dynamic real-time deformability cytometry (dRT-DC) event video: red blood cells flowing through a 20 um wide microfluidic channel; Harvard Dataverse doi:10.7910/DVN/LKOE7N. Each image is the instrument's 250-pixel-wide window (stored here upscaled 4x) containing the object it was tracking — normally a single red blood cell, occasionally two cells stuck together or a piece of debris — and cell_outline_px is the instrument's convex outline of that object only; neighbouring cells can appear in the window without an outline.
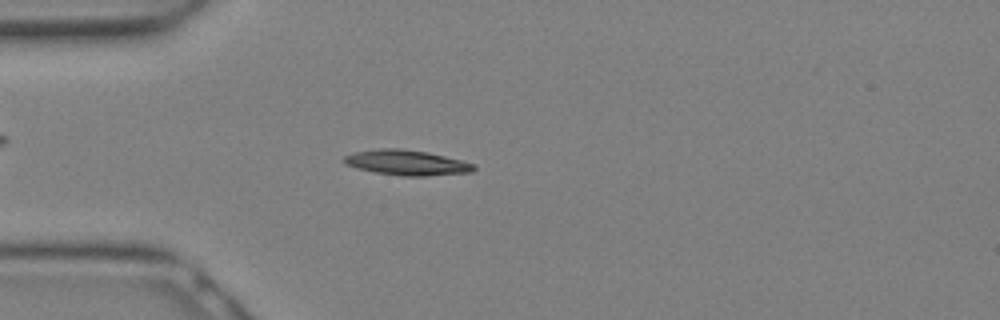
{"species": "Egyptian fruit bat (a non-hibernating species)", "species_latin": "Rousettus aegyptiacus", "temperature_condition": "warm", "stored_images_in_passage": 15, "camera_frame_rate_fps": 3000, "um_per_image_px": 0.085, "animal": {"sex": "female"}, "frame": {"image": 1, "passage_image": 4, "time_ms": 1.0, "image_size_px": [1000, 320], "cell_outline_px": [[476, 168], [472, 172], [424, 176], [400, 176], [376, 172], [356, 168], [344, 164], [344, 156], [356, 152], [380, 148], [400, 148], [428, 152], [476, 164]], "centroid_in_image_um": [34.58, 13.82], "position_along_channel_um": 50.4, "area_um2": 19.02}}
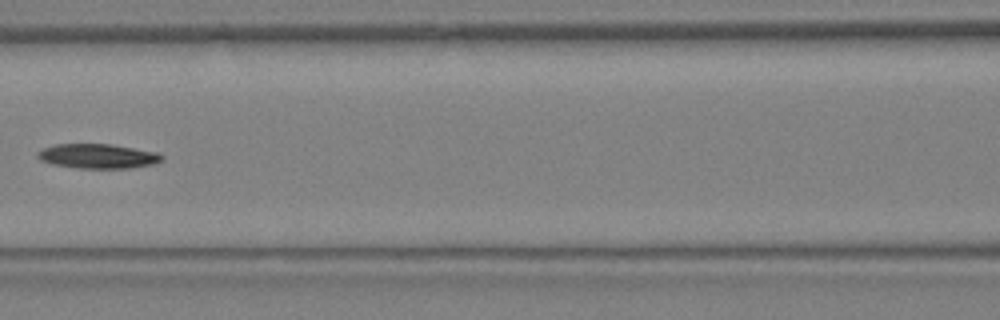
{"frame": {"image": 2, "passage_image": 9, "time_ms": 2.667, "image_size_px": [1000, 320], "cell_outline_px": [[164, 156], [160, 160], [152, 164], [132, 168], [76, 168], [52, 164], [40, 160], [36, 156], [36, 152], [40, 148], [56, 144], [112, 144], [160, 152]], "centroid_in_image_um": [8.28, 13.26], "position_along_channel_um": 158.3, "area_um2": 18.03}}
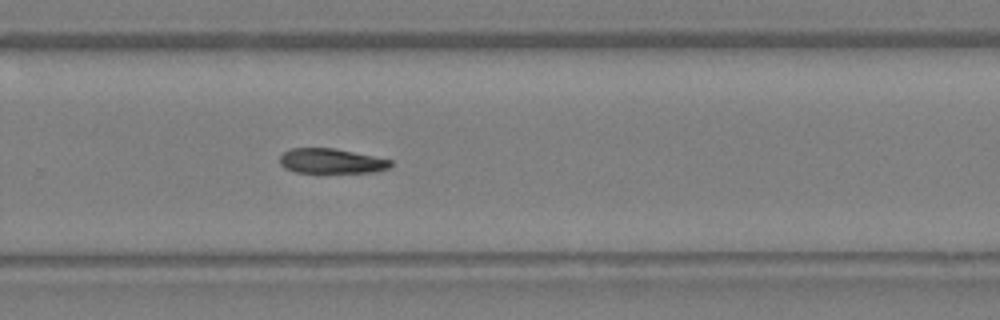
{"frame": {"image": 3, "passage_image": 15, "time_ms": 4.667, "image_size_px": [1000, 320], "cell_outline_px": [[392, 164], [388, 168], [372, 172], [296, 172], [284, 168], [280, 164], [280, 156], [284, 152], [292, 148], [332, 148], [392, 160]], "centroid_in_image_um": [28.12, 13.69], "position_along_channel_um": 301.7, "area_um2": 15.78}}